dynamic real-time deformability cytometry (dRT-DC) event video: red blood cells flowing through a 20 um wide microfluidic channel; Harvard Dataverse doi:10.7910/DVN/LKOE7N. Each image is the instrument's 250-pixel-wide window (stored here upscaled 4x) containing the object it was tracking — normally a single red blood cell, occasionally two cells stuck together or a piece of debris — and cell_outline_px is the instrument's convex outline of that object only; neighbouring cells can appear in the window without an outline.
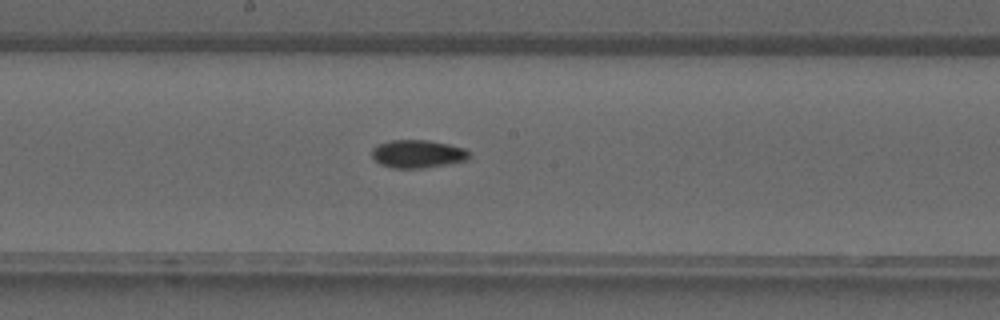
{"species": "common noctule bat (a hibernating species)", "species_latin": "Nyctalus noctula", "temperature_condition": "warm", "stored_images_in_passage": 27, "camera_frame_rate_fps": 3000, "um_per_image_px": 0.085, "animal": {"sex": "male", "forearm_length_mm": 52.5}, "frame": {"image": 1, "passage_image": 14, "time_ms": 4.333, "image_size_px": [1000, 320], "cell_outline_px": [[472, 152], [464, 160], [424, 168], [392, 168], [380, 164], [372, 156], [372, 148], [376, 144], [388, 140], [428, 140], [448, 144], [464, 148]], "centroid_in_image_um": [35.45, 13.06], "position_along_channel_um": 212.7, "area_um2": 15.84}}
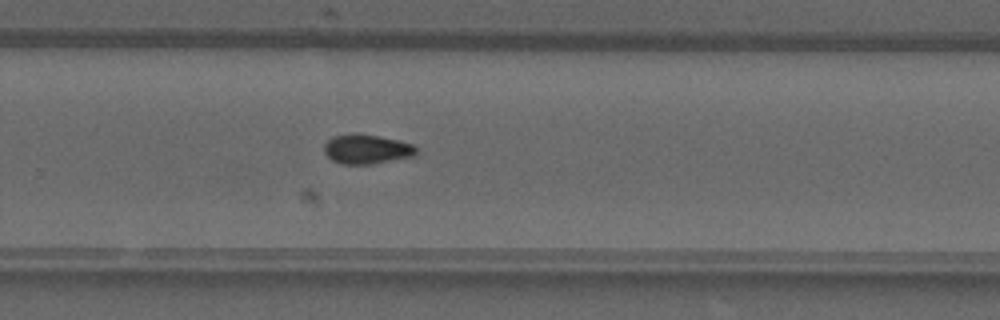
{"frame": {"image": 2, "passage_image": 19, "time_ms": 6.0, "image_size_px": [1000, 320], "cell_outline_px": [[416, 156], [372, 164], [340, 164], [332, 160], [324, 152], [324, 144], [332, 136], [352, 132], [356, 132], [396, 140], [412, 144], [416, 148]], "centroid_in_image_um": [31.13, 12.67], "position_along_channel_um": 298.7, "area_um2": 15.95}}
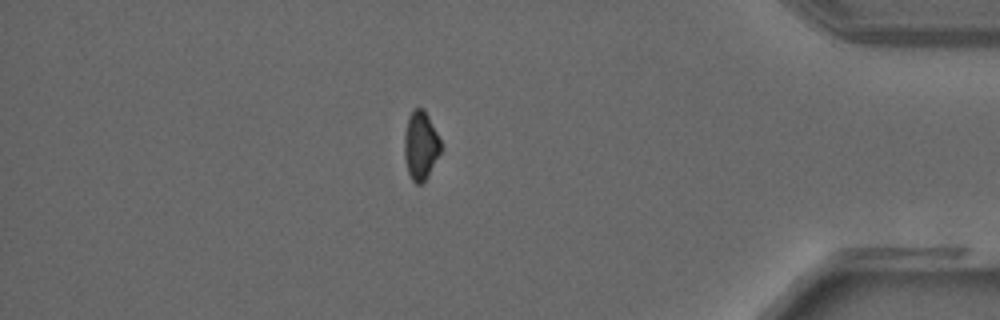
{"frame": {"image": 3, "passage_image": 27, "time_ms": 8.667, "image_size_px": [1000, 320], "cell_outline_px": [[440, 152], [428, 176], [420, 184], [416, 184], [412, 180], [408, 172], [404, 156], [404, 136], [408, 116], [416, 108], [424, 108], [440, 140]], "centroid_in_image_um": [35.73, 12.37], "position_along_channel_um": 399.5, "area_um2": 14.33}}